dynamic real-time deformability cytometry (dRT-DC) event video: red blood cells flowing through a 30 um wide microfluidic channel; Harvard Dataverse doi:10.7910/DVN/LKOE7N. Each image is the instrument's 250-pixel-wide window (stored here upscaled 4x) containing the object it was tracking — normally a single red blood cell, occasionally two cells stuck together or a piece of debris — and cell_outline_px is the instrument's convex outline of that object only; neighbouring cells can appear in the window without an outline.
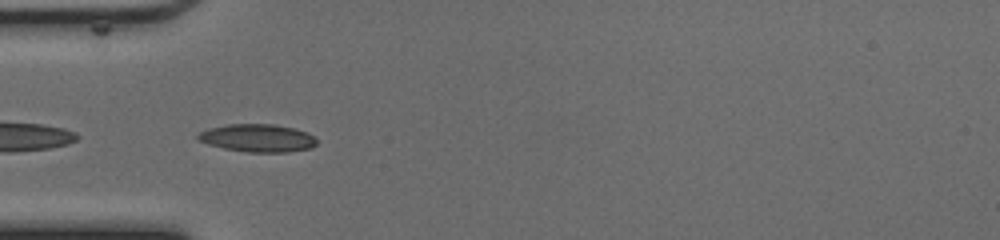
{"species": "common noctule bat (a hibernating species)", "species_latin": "Nyctalus noctula", "temperature_condition": "cold", "stored_images_in_passage": 35, "camera_frame_rate_fps": 3000, "um_per_image_px": 0.085, "animal": {"sex": "female", "body_mass_g": 17.0, "forearm_length_mm": 48.0}, "frame": {"image": 1, "passage_image": 5, "time_ms": 1.333, "image_size_px": [1000, 240], "cell_outline_px": [[316, 144], [312, 148], [288, 152], [248, 152], [224, 148], [208, 144], [196, 140], [196, 136], [200, 132], [208, 128], [228, 124], [272, 124], [296, 128], [308, 132], [316, 140]], "centroid_in_image_um": [21.89, 11.73], "position_along_channel_um": 63.1, "area_um2": 19.36}}
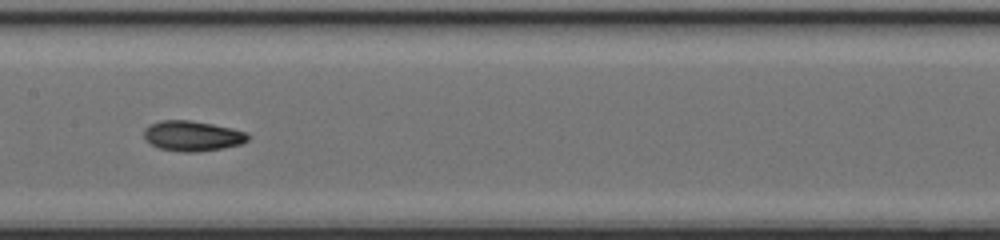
{"frame": {"image": 2, "passage_image": 14, "time_ms": 4.333, "image_size_px": [1000, 240], "cell_outline_px": [[248, 140], [240, 144], [224, 148], [196, 152], [180, 152], [160, 148], [152, 144], [144, 136], [144, 128], [148, 124], [160, 120], [188, 120], [212, 124], [232, 128], [248, 132]], "centroid_in_image_um": [16.35, 11.55], "position_along_channel_um": 191.0, "area_um2": 18.32}}
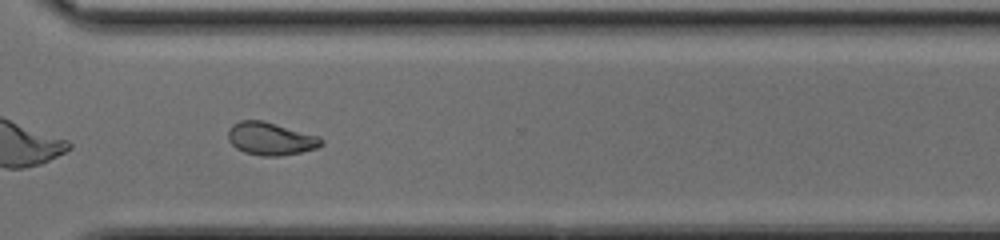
{"frame": {"image": 3, "passage_image": 25, "time_ms": 8.0, "image_size_px": [1000, 240], "cell_outline_px": [[324, 144], [316, 148], [300, 152], [280, 156], [264, 156], [244, 152], [236, 148], [228, 140], [228, 128], [232, 124], [240, 120], [260, 120], [320, 136], [324, 140]], "centroid_in_image_um": [23.0, 11.79], "position_along_channel_um": 347.6, "area_um2": 17.8}, "authors_computed_cell_mechanics": {"area_um2": 17.9758, "velocity_mm_per_s": 4.2806, "shape_relaxation_time_tau1_ms": 3.7614, "shape_relaxation_time_tau2_ms": 2.2521, "deformation_change_tau1": 0.1632, "deformation_change_tau2": 0.0771}}